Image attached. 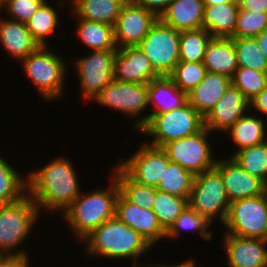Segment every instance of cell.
<instances>
[{
	"label": "cell",
	"mask_w": 267,
	"mask_h": 267,
	"mask_svg": "<svg viewBox=\"0 0 267 267\" xmlns=\"http://www.w3.org/2000/svg\"><path fill=\"white\" fill-rule=\"evenodd\" d=\"M27 174L28 195L44 211L63 213L80 195V181L74 162L64 155L49 160Z\"/></svg>",
	"instance_id": "6da1fadb"
},
{
	"label": "cell",
	"mask_w": 267,
	"mask_h": 267,
	"mask_svg": "<svg viewBox=\"0 0 267 267\" xmlns=\"http://www.w3.org/2000/svg\"><path fill=\"white\" fill-rule=\"evenodd\" d=\"M81 242L86 256L118 261L132 259L133 265H138L142 255L153 248L143 236L116 216L92 230Z\"/></svg>",
	"instance_id": "7a4b0ae2"
},
{
	"label": "cell",
	"mask_w": 267,
	"mask_h": 267,
	"mask_svg": "<svg viewBox=\"0 0 267 267\" xmlns=\"http://www.w3.org/2000/svg\"><path fill=\"white\" fill-rule=\"evenodd\" d=\"M109 187L96 188L90 193L80 195L61 214L69 230L81 241L92 230L105 221L115 217L116 200L120 194L119 185L112 175Z\"/></svg>",
	"instance_id": "3957f363"
},
{
	"label": "cell",
	"mask_w": 267,
	"mask_h": 267,
	"mask_svg": "<svg viewBox=\"0 0 267 267\" xmlns=\"http://www.w3.org/2000/svg\"><path fill=\"white\" fill-rule=\"evenodd\" d=\"M40 215L43 214L28 194L17 202L0 205V254L4 258L29 259V252L22 250V243L25 245L31 237Z\"/></svg>",
	"instance_id": "277c9868"
},
{
	"label": "cell",
	"mask_w": 267,
	"mask_h": 267,
	"mask_svg": "<svg viewBox=\"0 0 267 267\" xmlns=\"http://www.w3.org/2000/svg\"><path fill=\"white\" fill-rule=\"evenodd\" d=\"M50 48L51 46H39L19 63L40 96L47 102H57L65 94L68 63Z\"/></svg>",
	"instance_id": "5b68a950"
},
{
	"label": "cell",
	"mask_w": 267,
	"mask_h": 267,
	"mask_svg": "<svg viewBox=\"0 0 267 267\" xmlns=\"http://www.w3.org/2000/svg\"><path fill=\"white\" fill-rule=\"evenodd\" d=\"M204 127V117L187 102L180 108L154 114L139 132L152 137L151 142L146 140L147 144L162 148L166 143L196 134Z\"/></svg>",
	"instance_id": "8992f818"
},
{
	"label": "cell",
	"mask_w": 267,
	"mask_h": 267,
	"mask_svg": "<svg viewBox=\"0 0 267 267\" xmlns=\"http://www.w3.org/2000/svg\"><path fill=\"white\" fill-rule=\"evenodd\" d=\"M93 102L105 108L123 112L125 116L135 119L132 121L134 122L132 129L134 128L136 132H139L149 121L148 113L143 114L149 108L148 84L146 83L112 80L100 91Z\"/></svg>",
	"instance_id": "52a82bcc"
},
{
	"label": "cell",
	"mask_w": 267,
	"mask_h": 267,
	"mask_svg": "<svg viewBox=\"0 0 267 267\" xmlns=\"http://www.w3.org/2000/svg\"><path fill=\"white\" fill-rule=\"evenodd\" d=\"M188 205L210 221L224 223L230 201L220 172L214 167L194 177Z\"/></svg>",
	"instance_id": "ba28073f"
},
{
	"label": "cell",
	"mask_w": 267,
	"mask_h": 267,
	"mask_svg": "<svg viewBox=\"0 0 267 267\" xmlns=\"http://www.w3.org/2000/svg\"><path fill=\"white\" fill-rule=\"evenodd\" d=\"M225 233L244 238L267 239L266 192L230 203L223 223Z\"/></svg>",
	"instance_id": "9c48e42d"
},
{
	"label": "cell",
	"mask_w": 267,
	"mask_h": 267,
	"mask_svg": "<svg viewBox=\"0 0 267 267\" xmlns=\"http://www.w3.org/2000/svg\"><path fill=\"white\" fill-rule=\"evenodd\" d=\"M211 134L204 127L196 134L166 143L162 149L170 162L177 163L196 176L215 167L217 158L210 144Z\"/></svg>",
	"instance_id": "30bf717a"
},
{
	"label": "cell",
	"mask_w": 267,
	"mask_h": 267,
	"mask_svg": "<svg viewBox=\"0 0 267 267\" xmlns=\"http://www.w3.org/2000/svg\"><path fill=\"white\" fill-rule=\"evenodd\" d=\"M179 38L180 32L158 19L137 47L150 59L160 76H169L180 62Z\"/></svg>",
	"instance_id": "8fae6325"
},
{
	"label": "cell",
	"mask_w": 267,
	"mask_h": 267,
	"mask_svg": "<svg viewBox=\"0 0 267 267\" xmlns=\"http://www.w3.org/2000/svg\"><path fill=\"white\" fill-rule=\"evenodd\" d=\"M117 49L91 51L74 62L83 101L93 102L100 91L113 80Z\"/></svg>",
	"instance_id": "7c38bea8"
},
{
	"label": "cell",
	"mask_w": 267,
	"mask_h": 267,
	"mask_svg": "<svg viewBox=\"0 0 267 267\" xmlns=\"http://www.w3.org/2000/svg\"><path fill=\"white\" fill-rule=\"evenodd\" d=\"M169 162L162 148L144 141L131 157H121L117 165L137 184L157 187Z\"/></svg>",
	"instance_id": "4fadbf2b"
},
{
	"label": "cell",
	"mask_w": 267,
	"mask_h": 267,
	"mask_svg": "<svg viewBox=\"0 0 267 267\" xmlns=\"http://www.w3.org/2000/svg\"><path fill=\"white\" fill-rule=\"evenodd\" d=\"M158 19L153 12L127 0L114 25L117 49L137 46Z\"/></svg>",
	"instance_id": "5bb4252c"
},
{
	"label": "cell",
	"mask_w": 267,
	"mask_h": 267,
	"mask_svg": "<svg viewBox=\"0 0 267 267\" xmlns=\"http://www.w3.org/2000/svg\"><path fill=\"white\" fill-rule=\"evenodd\" d=\"M216 160L215 168L220 172L228 200L231 202L252 198L266 192V184L259 178L243 170L231 157Z\"/></svg>",
	"instance_id": "9a60e30c"
},
{
	"label": "cell",
	"mask_w": 267,
	"mask_h": 267,
	"mask_svg": "<svg viewBox=\"0 0 267 267\" xmlns=\"http://www.w3.org/2000/svg\"><path fill=\"white\" fill-rule=\"evenodd\" d=\"M248 111H250V102L241 90L231 84L223 97L204 117V125L211 133L219 131L224 135Z\"/></svg>",
	"instance_id": "2e32d148"
},
{
	"label": "cell",
	"mask_w": 267,
	"mask_h": 267,
	"mask_svg": "<svg viewBox=\"0 0 267 267\" xmlns=\"http://www.w3.org/2000/svg\"><path fill=\"white\" fill-rule=\"evenodd\" d=\"M150 59L137 46L117 49L114 59L113 80L146 83L159 78Z\"/></svg>",
	"instance_id": "e0dca14e"
},
{
	"label": "cell",
	"mask_w": 267,
	"mask_h": 267,
	"mask_svg": "<svg viewBox=\"0 0 267 267\" xmlns=\"http://www.w3.org/2000/svg\"><path fill=\"white\" fill-rule=\"evenodd\" d=\"M223 244L229 267H267V239L244 238L224 233Z\"/></svg>",
	"instance_id": "ac0fdd59"
},
{
	"label": "cell",
	"mask_w": 267,
	"mask_h": 267,
	"mask_svg": "<svg viewBox=\"0 0 267 267\" xmlns=\"http://www.w3.org/2000/svg\"><path fill=\"white\" fill-rule=\"evenodd\" d=\"M115 216L143 236L152 246L165 239L166 231L152 209H144L127 201L121 194L116 200Z\"/></svg>",
	"instance_id": "d6986e66"
},
{
	"label": "cell",
	"mask_w": 267,
	"mask_h": 267,
	"mask_svg": "<svg viewBox=\"0 0 267 267\" xmlns=\"http://www.w3.org/2000/svg\"><path fill=\"white\" fill-rule=\"evenodd\" d=\"M0 45L5 52L20 62L40 45L34 40L26 23L0 16Z\"/></svg>",
	"instance_id": "ffe728a7"
},
{
	"label": "cell",
	"mask_w": 267,
	"mask_h": 267,
	"mask_svg": "<svg viewBox=\"0 0 267 267\" xmlns=\"http://www.w3.org/2000/svg\"><path fill=\"white\" fill-rule=\"evenodd\" d=\"M204 7L203 0H172L159 20L178 32L200 29Z\"/></svg>",
	"instance_id": "44dd1931"
},
{
	"label": "cell",
	"mask_w": 267,
	"mask_h": 267,
	"mask_svg": "<svg viewBox=\"0 0 267 267\" xmlns=\"http://www.w3.org/2000/svg\"><path fill=\"white\" fill-rule=\"evenodd\" d=\"M187 102L188 94L181 91L169 76H160L148 83L149 119L154 114L180 108Z\"/></svg>",
	"instance_id": "7402d4cb"
},
{
	"label": "cell",
	"mask_w": 267,
	"mask_h": 267,
	"mask_svg": "<svg viewBox=\"0 0 267 267\" xmlns=\"http://www.w3.org/2000/svg\"><path fill=\"white\" fill-rule=\"evenodd\" d=\"M231 84L229 77L207 72L204 79L188 93V103L205 117Z\"/></svg>",
	"instance_id": "603a6c76"
},
{
	"label": "cell",
	"mask_w": 267,
	"mask_h": 267,
	"mask_svg": "<svg viewBox=\"0 0 267 267\" xmlns=\"http://www.w3.org/2000/svg\"><path fill=\"white\" fill-rule=\"evenodd\" d=\"M202 63L207 72L222 74L231 79L239 67L232 38L213 37L208 43Z\"/></svg>",
	"instance_id": "cb8c5ba5"
},
{
	"label": "cell",
	"mask_w": 267,
	"mask_h": 267,
	"mask_svg": "<svg viewBox=\"0 0 267 267\" xmlns=\"http://www.w3.org/2000/svg\"><path fill=\"white\" fill-rule=\"evenodd\" d=\"M256 115L248 111L225 133L226 136L230 137L229 139L235 144L236 148L238 147L234 153L267 140V124L263 120L264 117H260V115H257V117Z\"/></svg>",
	"instance_id": "d4e9b609"
},
{
	"label": "cell",
	"mask_w": 267,
	"mask_h": 267,
	"mask_svg": "<svg viewBox=\"0 0 267 267\" xmlns=\"http://www.w3.org/2000/svg\"><path fill=\"white\" fill-rule=\"evenodd\" d=\"M127 0H70L73 17L114 26Z\"/></svg>",
	"instance_id": "484cf974"
},
{
	"label": "cell",
	"mask_w": 267,
	"mask_h": 267,
	"mask_svg": "<svg viewBox=\"0 0 267 267\" xmlns=\"http://www.w3.org/2000/svg\"><path fill=\"white\" fill-rule=\"evenodd\" d=\"M238 12L237 2L205 5L202 28L213 37L230 38L235 31Z\"/></svg>",
	"instance_id": "4316f807"
},
{
	"label": "cell",
	"mask_w": 267,
	"mask_h": 267,
	"mask_svg": "<svg viewBox=\"0 0 267 267\" xmlns=\"http://www.w3.org/2000/svg\"><path fill=\"white\" fill-rule=\"evenodd\" d=\"M76 21L75 34L84 47L91 51L117 49L114 26L84 19Z\"/></svg>",
	"instance_id": "83f0119b"
},
{
	"label": "cell",
	"mask_w": 267,
	"mask_h": 267,
	"mask_svg": "<svg viewBox=\"0 0 267 267\" xmlns=\"http://www.w3.org/2000/svg\"><path fill=\"white\" fill-rule=\"evenodd\" d=\"M0 154V205L19 201L28 194L27 176ZM16 169V170H15Z\"/></svg>",
	"instance_id": "f1b7e54d"
},
{
	"label": "cell",
	"mask_w": 267,
	"mask_h": 267,
	"mask_svg": "<svg viewBox=\"0 0 267 267\" xmlns=\"http://www.w3.org/2000/svg\"><path fill=\"white\" fill-rule=\"evenodd\" d=\"M58 14L60 13L57 12V9L45 0L26 22L27 29L40 46H50L48 37L51 38L50 35H54L53 33L59 30L58 25L61 18Z\"/></svg>",
	"instance_id": "f546056e"
},
{
	"label": "cell",
	"mask_w": 267,
	"mask_h": 267,
	"mask_svg": "<svg viewBox=\"0 0 267 267\" xmlns=\"http://www.w3.org/2000/svg\"><path fill=\"white\" fill-rule=\"evenodd\" d=\"M212 224L213 222L206 216L197 213L188 205L166 231L165 239H178L182 234L181 231L185 232L187 230L190 233L191 231L194 233L199 232L197 234L200 235V238L210 241L213 238V230L209 229Z\"/></svg>",
	"instance_id": "4dcf8cb0"
},
{
	"label": "cell",
	"mask_w": 267,
	"mask_h": 267,
	"mask_svg": "<svg viewBox=\"0 0 267 267\" xmlns=\"http://www.w3.org/2000/svg\"><path fill=\"white\" fill-rule=\"evenodd\" d=\"M114 165L116 166L112 175L118 182L120 194L132 204L144 209H152L156 187L137 184L117 164Z\"/></svg>",
	"instance_id": "1f68e13d"
},
{
	"label": "cell",
	"mask_w": 267,
	"mask_h": 267,
	"mask_svg": "<svg viewBox=\"0 0 267 267\" xmlns=\"http://www.w3.org/2000/svg\"><path fill=\"white\" fill-rule=\"evenodd\" d=\"M194 177L191 172L177 163L169 162L167 166H164L163 178L160 179L156 189L189 199Z\"/></svg>",
	"instance_id": "d6a6232c"
},
{
	"label": "cell",
	"mask_w": 267,
	"mask_h": 267,
	"mask_svg": "<svg viewBox=\"0 0 267 267\" xmlns=\"http://www.w3.org/2000/svg\"><path fill=\"white\" fill-rule=\"evenodd\" d=\"M243 170L267 183V140L229 155Z\"/></svg>",
	"instance_id": "836d02e7"
},
{
	"label": "cell",
	"mask_w": 267,
	"mask_h": 267,
	"mask_svg": "<svg viewBox=\"0 0 267 267\" xmlns=\"http://www.w3.org/2000/svg\"><path fill=\"white\" fill-rule=\"evenodd\" d=\"M212 38L213 36L204 28L180 32V61L203 62L206 48Z\"/></svg>",
	"instance_id": "e575fe53"
},
{
	"label": "cell",
	"mask_w": 267,
	"mask_h": 267,
	"mask_svg": "<svg viewBox=\"0 0 267 267\" xmlns=\"http://www.w3.org/2000/svg\"><path fill=\"white\" fill-rule=\"evenodd\" d=\"M187 198H182L157 189L156 197L153 201L152 211L162 228L167 231L178 216L188 206Z\"/></svg>",
	"instance_id": "d590c367"
},
{
	"label": "cell",
	"mask_w": 267,
	"mask_h": 267,
	"mask_svg": "<svg viewBox=\"0 0 267 267\" xmlns=\"http://www.w3.org/2000/svg\"><path fill=\"white\" fill-rule=\"evenodd\" d=\"M239 67L267 72V58L253 37L232 38Z\"/></svg>",
	"instance_id": "8d00e7d4"
},
{
	"label": "cell",
	"mask_w": 267,
	"mask_h": 267,
	"mask_svg": "<svg viewBox=\"0 0 267 267\" xmlns=\"http://www.w3.org/2000/svg\"><path fill=\"white\" fill-rule=\"evenodd\" d=\"M206 73L202 62L180 61L169 77L181 91L188 94L204 79Z\"/></svg>",
	"instance_id": "74e56055"
},
{
	"label": "cell",
	"mask_w": 267,
	"mask_h": 267,
	"mask_svg": "<svg viewBox=\"0 0 267 267\" xmlns=\"http://www.w3.org/2000/svg\"><path fill=\"white\" fill-rule=\"evenodd\" d=\"M231 83L241 90L245 98L250 102L267 85V72L238 67L231 78Z\"/></svg>",
	"instance_id": "f35d334b"
},
{
	"label": "cell",
	"mask_w": 267,
	"mask_h": 267,
	"mask_svg": "<svg viewBox=\"0 0 267 267\" xmlns=\"http://www.w3.org/2000/svg\"><path fill=\"white\" fill-rule=\"evenodd\" d=\"M267 27V13L239 9L234 34L230 38L255 37Z\"/></svg>",
	"instance_id": "ab89813d"
},
{
	"label": "cell",
	"mask_w": 267,
	"mask_h": 267,
	"mask_svg": "<svg viewBox=\"0 0 267 267\" xmlns=\"http://www.w3.org/2000/svg\"><path fill=\"white\" fill-rule=\"evenodd\" d=\"M45 0H3L0 11L5 10L6 16L14 21L26 23ZM9 15V16H8Z\"/></svg>",
	"instance_id": "60d3db41"
},
{
	"label": "cell",
	"mask_w": 267,
	"mask_h": 267,
	"mask_svg": "<svg viewBox=\"0 0 267 267\" xmlns=\"http://www.w3.org/2000/svg\"><path fill=\"white\" fill-rule=\"evenodd\" d=\"M138 6L153 12L158 18L169 6L172 0H131Z\"/></svg>",
	"instance_id": "b9f144b4"
},
{
	"label": "cell",
	"mask_w": 267,
	"mask_h": 267,
	"mask_svg": "<svg viewBox=\"0 0 267 267\" xmlns=\"http://www.w3.org/2000/svg\"><path fill=\"white\" fill-rule=\"evenodd\" d=\"M250 110L256 111L254 113L258 112L257 114L264 115L265 118L267 117V85L250 101Z\"/></svg>",
	"instance_id": "7bdbcfd3"
},
{
	"label": "cell",
	"mask_w": 267,
	"mask_h": 267,
	"mask_svg": "<svg viewBox=\"0 0 267 267\" xmlns=\"http://www.w3.org/2000/svg\"><path fill=\"white\" fill-rule=\"evenodd\" d=\"M239 9L267 13V0H237Z\"/></svg>",
	"instance_id": "ee69618b"
},
{
	"label": "cell",
	"mask_w": 267,
	"mask_h": 267,
	"mask_svg": "<svg viewBox=\"0 0 267 267\" xmlns=\"http://www.w3.org/2000/svg\"><path fill=\"white\" fill-rule=\"evenodd\" d=\"M0 267H31L28 258H4Z\"/></svg>",
	"instance_id": "f6af8a7d"
},
{
	"label": "cell",
	"mask_w": 267,
	"mask_h": 267,
	"mask_svg": "<svg viewBox=\"0 0 267 267\" xmlns=\"http://www.w3.org/2000/svg\"><path fill=\"white\" fill-rule=\"evenodd\" d=\"M196 265H197V263L195 262V260H192V258L189 260V259H187V261L186 260H184L183 262L181 261V262H176V263H168V264H150V267H196Z\"/></svg>",
	"instance_id": "bcb514c9"
},
{
	"label": "cell",
	"mask_w": 267,
	"mask_h": 267,
	"mask_svg": "<svg viewBox=\"0 0 267 267\" xmlns=\"http://www.w3.org/2000/svg\"><path fill=\"white\" fill-rule=\"evenodd\" d=\"M253 38L256 40L258 46L261 48V50L263 51L264 55L267 58V31L266 30L262 31Z\"/></svg>",
	"instance_id": "7dc6e473"
},
{
	"label": "cell",
	"mask_w": 267,
	"mask_h": 267,
	"mask_svg": "<svg viewBox=\"0 0 267 267\" xmlns=\"http://www.w3.org/2000/svg\"><path fill=\"white\" fill-rule=\"evenodd\" d=\"M204 5H216V4H224V3H233L237 2V0H203Z\"/></svg>",
	"instance_id": "c3c4849f"
},
{
	"label": "cell",
	"mask_w": 267,
	"mask_h": 267,
	"mask_svg": "<svg viewBox=\"0 0 267 267\" xmlns=\"http://www.w3.org/2000/svg\"><path fill=\"white\" fill-rule=\"evenodd\" d=\"M132 267H150V264L149 263H147V264H138V265H132Z\"/></svg>",
	"instance_id": "681fc988"
},
{
	"label": "cell",
	"mask_w": 267,
	"mask_h": 267,
	"mask_svg": "<svg viewBox=\"0 0 267 267\" xmlns=\"http://www.w3.org/2000/svg\"><path fill=\"white\" fill-rule=\"evenodd\" d=\"M4 259V257L0 254V262Z\"/></svg>",
	"instance_id": "f907efd6"
}]
</instances>
